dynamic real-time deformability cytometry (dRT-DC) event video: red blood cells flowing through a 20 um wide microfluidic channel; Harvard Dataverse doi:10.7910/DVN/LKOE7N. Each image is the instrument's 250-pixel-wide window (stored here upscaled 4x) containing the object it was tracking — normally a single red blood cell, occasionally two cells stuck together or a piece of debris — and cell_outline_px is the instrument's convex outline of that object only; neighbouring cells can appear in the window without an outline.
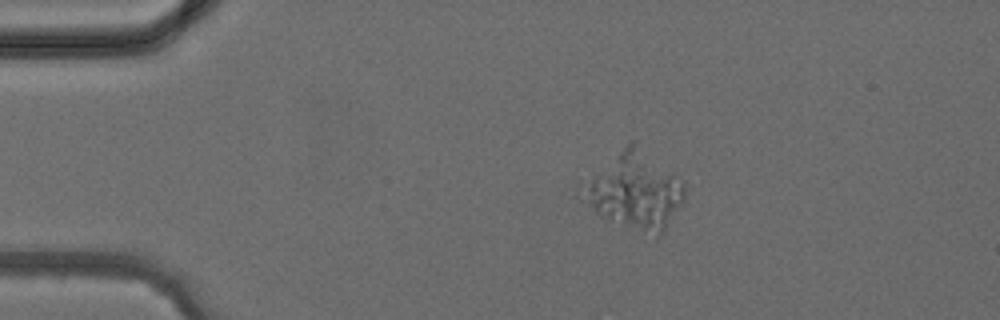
{"species": "common noctule bat (a hibernating species)", "species_latin": "Nyctalus noctula", "temperature_condition": "cold", "stored_images_in_passage": 2, "camera_frame_rate_fps": 3000, "um_per_image_px": 0.085, "animal": {"sex": "female", "body_mass_g": 24.6, "forearm_length_mm": 56.2}, "frame": {"image": 1, "passage_image": 1, "time_ms": 0.0, "image_size_px": [1000, 320], "cell_outline_px": [[684, 200], [664, 232], [660, 236], [656, 236], [604, 220], [576, 196], [576, 188], [580, 180], [632, 140], [636, 140], [676, 172], [684, 180]], "centroid_in_image_um": [53.88, 16.17], "position_along_channel_um": 31.1, "area_um2": 47.8}}